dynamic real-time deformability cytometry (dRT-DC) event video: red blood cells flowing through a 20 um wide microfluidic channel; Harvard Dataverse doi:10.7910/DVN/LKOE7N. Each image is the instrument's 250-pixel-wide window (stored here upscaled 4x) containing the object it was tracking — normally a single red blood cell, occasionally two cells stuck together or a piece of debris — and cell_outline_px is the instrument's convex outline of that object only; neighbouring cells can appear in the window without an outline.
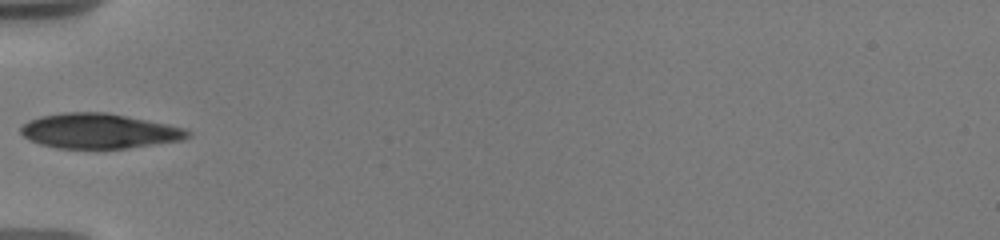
{"species": "human", "species_latin": "Homo sapiens", "temperature_condition": "warm", "stored_images_in_passage": 22, "camera_frame_rate_fps": 3000, "um_per_image_px": 0.085, "donor": {"sex": "male"}, "frame": {"image": 1, "passage_image": 1, "time_ms": 0.0, "image_size_px": [1000, 240], "cell_outline_px": [[192, 132], [188, 136], [180, 140], [124, 148], [56, 148], [40, 144], [24, 136], [20, 132], [20, 128], [28, 120], [40, 116], [64, 112], [108, 112], [168, 124], [184, 128]], "centroid_in_image_um": [8.39, 11.12], "position_along_channel_um": 76.6, "area_um2": 33.76}}
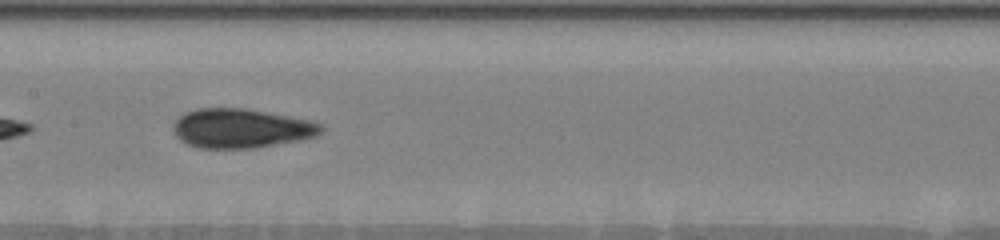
{"frame": {"image": 2, "passage_image": 8, "time_ms": 3.0, "image_size_px": [1000, 240], "cell_outline_px": [[324, 132], [316, 136], [300, 140], [256, 148], [200, 148], [188, 144], [180, 140], [176, 136], [172, 124], [184, 112], [196, 108], [244, 108], [312, 120], [320, 124], [324, 128]], "centroid_in_image_um": [20.51, 10.91], "position_along_channel_um": 186.9, "area_um2": 34.04}}
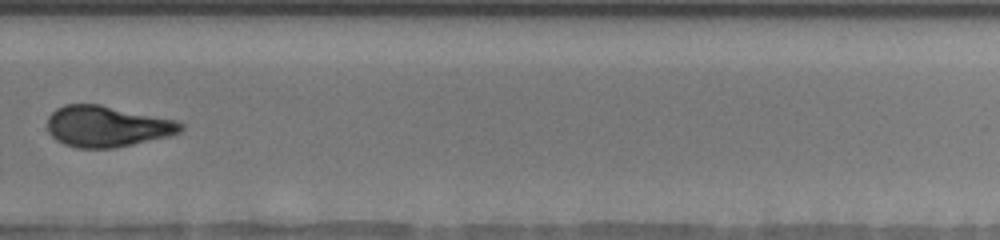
{"frame": {"image": 3, "passage_image": 15, "time_ms": 6.667, "image_size_px": [1000, 240], "cell_outline_px": [[184, 128], [180, 132], [168, 136], [132, 144], [112, 148], [76, 148], [64, 144], [56, 140], [48, 132], [48, 116], [56, 108], [64, 104], [100, 104], [176, 120], [184, 124]], "centroid_in_image_um": [9.07, 10.73], "position_along_channel_um": 320.7, "area_um2": 31.91}, "authors_computed_cell_mechanics": {"area_um2": 33.3795, "velocity_mm_per_s": 3.6664, "shape_relaxation_time_tau1_ms": 3.5871, "shape_relaxation_time_tau2_ms": null, "deformation_change_tau1": 0.1025, "deformation_change_tau2": null}}